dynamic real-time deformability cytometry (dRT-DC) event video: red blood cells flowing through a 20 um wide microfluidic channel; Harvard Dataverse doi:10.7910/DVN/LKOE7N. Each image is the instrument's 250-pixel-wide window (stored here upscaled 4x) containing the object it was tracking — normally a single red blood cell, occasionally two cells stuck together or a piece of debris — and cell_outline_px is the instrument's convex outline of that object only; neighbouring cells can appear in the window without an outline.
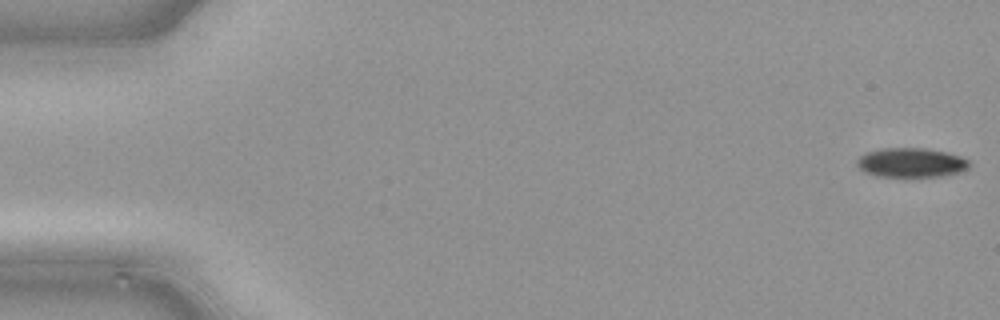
{"species": "common noctule bat (a hibernating species)", "species_latin": "Nyctalus noctula", "temperature_condition": "cold", "stored_images_in_passage": 49, "segment_of_instrument_passage": [1, 2], "camera_frame_rate_fps": 3000, "um_per_image_px": 0.085, "animal": {"sex": "male", "body_mass_g": 21.5, "forearm_length_mm": 52.0}, "frame": {"image": 1, "passage_image": 1, "time_ms": 0.0, "image_size_px": [1000, 320], "cell_outline_px": [[968, 168], [960, 172], [940, 176], [876, 176], [864, 172], [856, 168], [856, 160], [860, 156], [868, 152], [880, 148], [924, 148], [944, 152], [960, 156], [968, 160]], "centroid_in_image_um": [77.38, 13.82], "position_along_channel_um": 7.6, "area_um2": 19.13}}
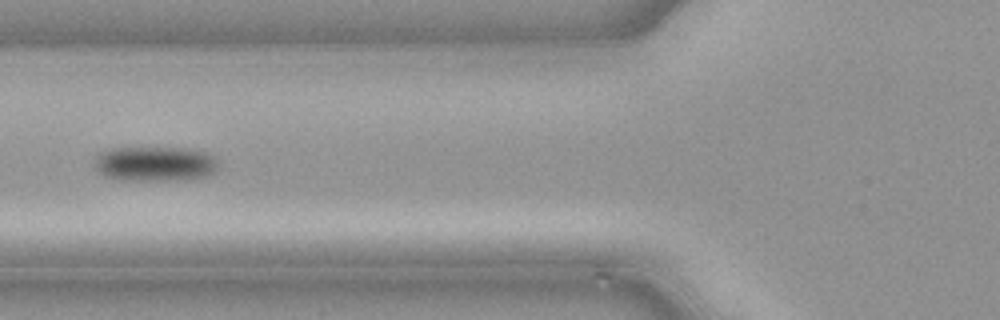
{"frame": {"image": 2, "passage_image": 19, "time_ms": 6.0, "image_size_px": [1000, 320], "cell_outline_px": [[220, 168], [216, 172], [208, 176], [188, 180], [124, 180], [108, 176], [100, 172], [96, 168], [96, 156], [100, 152], [112, 148], [184, 148], [204, 152], [212, 156], [216, 160]], "centroid_in_image_um": [13.24, 13.93], "position_along_channel_um": 112.6, "area_um2": 25.14}}
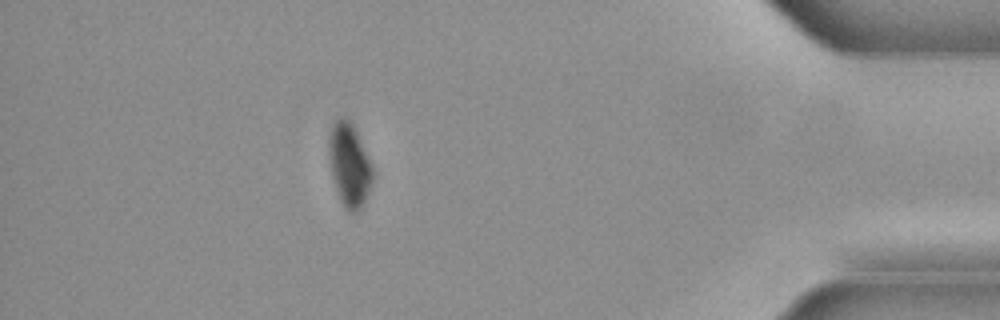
{"frame": {"image": 3, "passage_image": 43, "time_ms": 14.0, "image_size_px": [1000, 320], "cell_outline_px": [[372, 180], [364, 204], [356, 212], [348, 212], [344, 208], [340, 200], [336, 188], [332, 172], [328, 140], [328, 136], [332, 124], [340, 116], [344, 116], [352, 124], [372, 164]], "centroid_in_image_um": [29.69, 14.02], "position_along_channel_um": 405.5, "area_um2": 20.87}}